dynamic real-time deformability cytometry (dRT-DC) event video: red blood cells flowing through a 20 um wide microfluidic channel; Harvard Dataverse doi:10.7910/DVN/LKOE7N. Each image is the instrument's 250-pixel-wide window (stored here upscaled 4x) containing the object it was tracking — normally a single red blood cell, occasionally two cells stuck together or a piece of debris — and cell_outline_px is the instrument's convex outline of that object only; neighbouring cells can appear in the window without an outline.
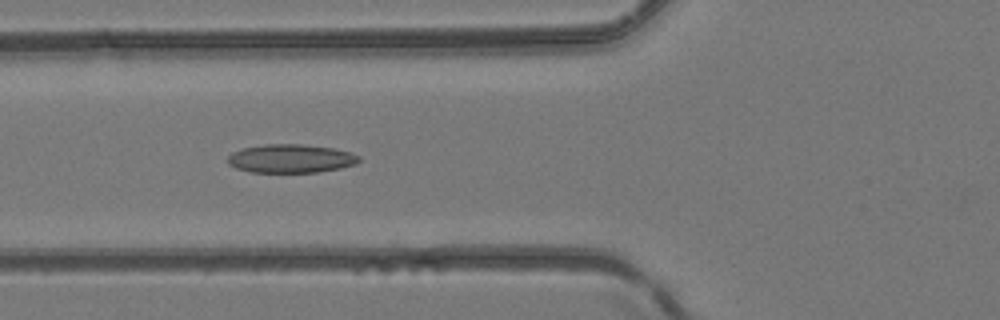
{"species": "common noctule bat (a hibernating species)", "species_latin": "Nyctalus noctula", "temperature_condition": "room temperature", "stored_images_in_passage": 5, "camera_frame_rate_fps": 3000, "um_per_image_px": 0.085, "animal": {"sex": "female", "body_mass_g": 24.6, "forearm_length_mm": 56.2}, "frame": {"image": 1, "passage_image": 5, "time_ms": 1.333, "image_size_px": [1000, 320], "cell_outline_px": [[360, 160], [356, 164], [340, 168], [320, 172], [252, 172], [236, 168], [228, 164], [228, 156], [232, 152], [244, 148], [264, 144], [300, 144], [332, 148], [348, 152], [360, 156]], "centroid_in_image_um": [24.71, 13.48], "position_along_channel_um": 101.1, "area_um2": 21.73}}